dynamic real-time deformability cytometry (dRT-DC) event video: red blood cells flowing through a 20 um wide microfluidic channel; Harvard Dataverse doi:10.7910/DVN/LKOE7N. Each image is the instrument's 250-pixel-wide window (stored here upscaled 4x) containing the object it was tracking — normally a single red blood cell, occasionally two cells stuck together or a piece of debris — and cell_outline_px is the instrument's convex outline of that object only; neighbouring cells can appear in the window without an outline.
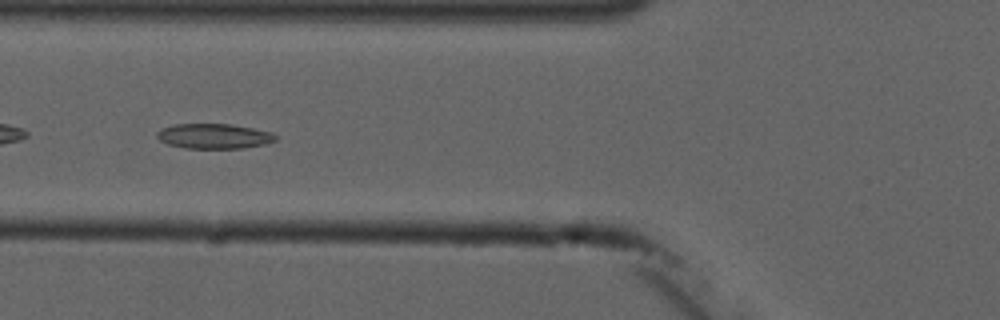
{"species": "common noctule bat (a hibernating species)", "species_latin": "Nyctalus noctula", "temperature_condition": "cold", "stored_images_in_passage": 6, "camera_frame_rate_fps": 3000, "um_per_image_px": 0.085, "animal": {"sex": "male", "forearm_length_mm": 52.5}, "frame": {"image": 1, "passage_image": 6, "time_ms": 6.0, "image_size_px": [1000, 320], "cell_outline_px": [[280, 136], [276, 140], [268, 144], [244, 148], [184, 148], [168, 144], [160, 140], [156, 136], [156, 132], [160, 128], [172, 124], [232, 124], [272, 132]], "centroid_in_image_um": [18.21, 11.57], "position_along_channel_um": 107.6, "area_um2": 17.57}}